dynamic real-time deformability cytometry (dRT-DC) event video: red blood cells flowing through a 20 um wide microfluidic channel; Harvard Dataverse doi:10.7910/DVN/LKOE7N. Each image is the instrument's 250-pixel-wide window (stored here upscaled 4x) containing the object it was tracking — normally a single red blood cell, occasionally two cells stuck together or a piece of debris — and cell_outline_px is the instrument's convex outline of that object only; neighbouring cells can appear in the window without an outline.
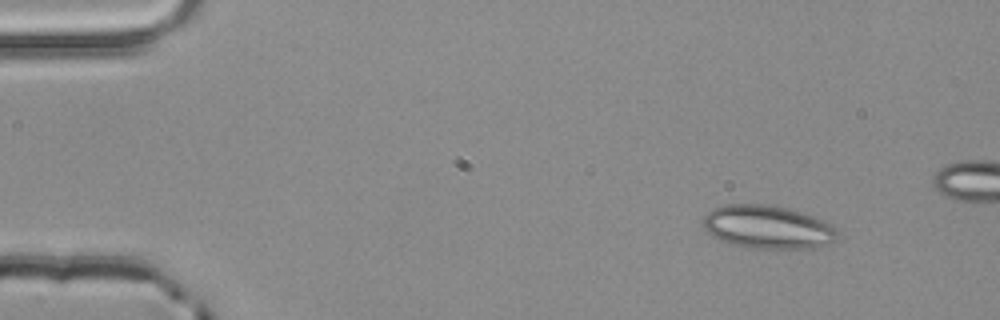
{"species": "common noctule bat (a hibernating species)", "species_latin": "Nyctalus noctula", "temperature_condition": "room temperature", "stored_images_in_passage": 4, "camera_frame_rate_fps": 3000, "um_per_image_px": 0.085, "animal": {"sex": "male", "body_mass_g": 20.4}, "frame": {"image": 1, "passage_image": 1, "time_ms": 0.0, "image_size_px": [1000, 320], "cell_outline_px": [[836, 240], [828, 244], [812, 248], [748, 248], [712, 236], [704, 228], [704, 216], [712, 208], [724, 204], [768, 204], [788, 208], [824, 220], [832, 224], [836, 228]], "centroid_in_image_um": [65.26, 19.28], "position_along_channel_um": 19.7, "area_um2": 33.7}}